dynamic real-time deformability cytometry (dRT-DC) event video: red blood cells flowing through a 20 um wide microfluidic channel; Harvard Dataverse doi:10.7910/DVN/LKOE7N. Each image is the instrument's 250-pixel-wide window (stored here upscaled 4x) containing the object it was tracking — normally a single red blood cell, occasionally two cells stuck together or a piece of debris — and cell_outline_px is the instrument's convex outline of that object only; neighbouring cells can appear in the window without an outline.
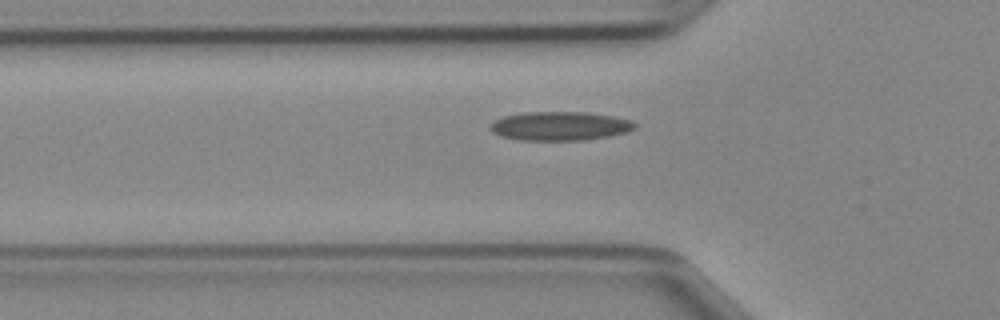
{"species": "Egyptian fruit bat (a non-hibernating species)", "species_latin": "Rousettus aegyptiacus", "temperature_condition": "cold", "stored_images_in_passage": 34, "camera_frame_rate_fps": 3000, "um_per_image_px": 0.085, "animal": {"sex": "female"}, "frame": {"image": 1, "passage_image": 4, "time_ms": 1.0, "image_size_px": [1000, 320], "cell_outline_px": [[636, 128], [628, 132], [608, 136], [584, 140], [520, 140], [500, 136], [492, 132], [488, 128], [496, 120], [504, 116], [524, 112], [584, 112], [612, 116], [628, 120], [636, 124]], "centroid_in_image_um": [47.57, 10.72], "position_along_channel_um": 78.2, "area_um2": 24.22}}
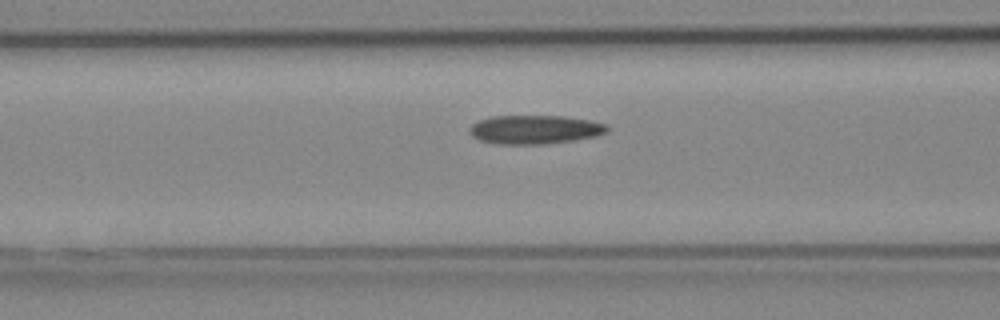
{"frame": {"image": 2, "passage_image": 7, "time_ms": 2.0, "image_size_px": [1000, 320], "cell_outline_px": [[608, 132], [596, 136], [576, 140], [544, 144], [496, 144], [480, 140], [472, 136], [468, 132], [468, 128], [472, 124], [480, 120], [492, 116], [564, 116], [588, 120], [608, 124]], "centroid_in_image_um": [45.46, 11.01], "position_along_channel_um": 121.1, "area_um2": 23.24}}
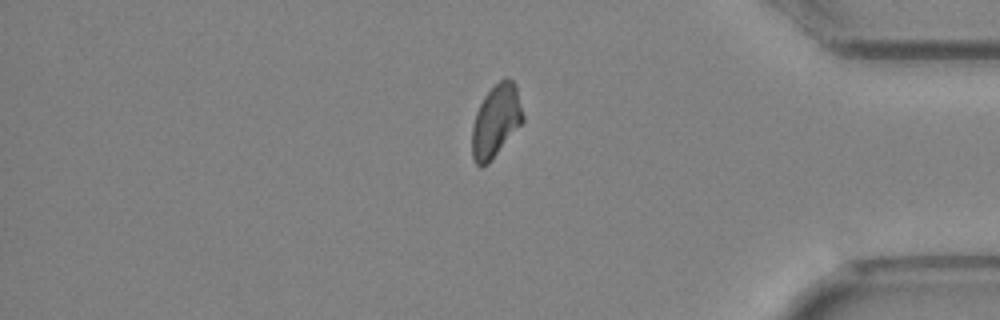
{"frame": {"image": 3, "passage_image": 28, "time_ms": 9.0, "image_size_px": [1000, 320], "cell_outline_px": [[524, 120], [488, 164], [484, 168], [480, 168], [476, 164], [472, 156], [472, 124], [476, 112], [484, 96], [504, 76], [512, 80], [516, 84], [524, 116]], "centroid_in_image_um": [42.14, 10.28], "position_along_channel_um": 393.1, "area_um2": 21.5}}